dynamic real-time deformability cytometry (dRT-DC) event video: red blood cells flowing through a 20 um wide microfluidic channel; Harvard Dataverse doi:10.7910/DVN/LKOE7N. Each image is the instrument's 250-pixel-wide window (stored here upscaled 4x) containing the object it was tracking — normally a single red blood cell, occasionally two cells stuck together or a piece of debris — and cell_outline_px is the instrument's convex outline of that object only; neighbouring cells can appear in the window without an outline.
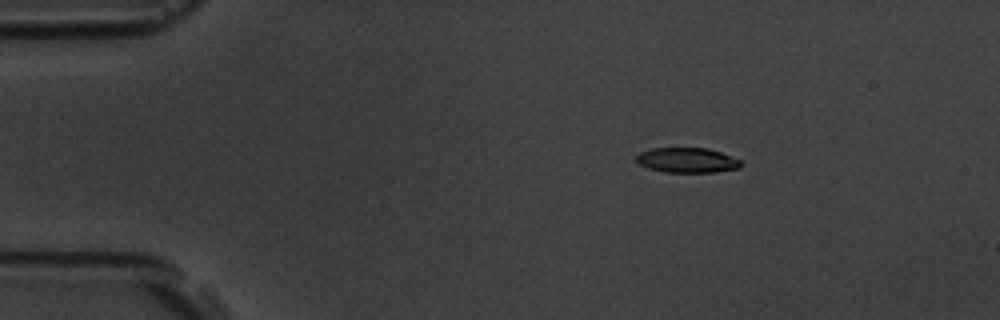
{"species": "common noctule bat (a hibernating species)", "species_latin": "Nyctalus noctula", "temperature_condition": "room temperature", "stored_images_in_passage": 4, "camera_frame_rate_fps": 3000, "um_per_image_px": 0.085, "animal": {"sex": "male", "body_mass_g": 19.5, "forearm_length_mm": 54.6}, "frame": {"image": 1, "passage_image": 2, "time_ms": 2.0, "image_size_px": [1000, 320], "cell_outline_px": [[740, 168], [716, 172], [664, 172], [648, 168], [640, 164], [636, 160], [636, 156], [640, 152], [652, 148], [708, 148], [720, 152], [740, 160]], "centroid_in_image_um": [58.39, 13.62], "position_along_channel_um": 26.6, "area_um2": 15.14}}